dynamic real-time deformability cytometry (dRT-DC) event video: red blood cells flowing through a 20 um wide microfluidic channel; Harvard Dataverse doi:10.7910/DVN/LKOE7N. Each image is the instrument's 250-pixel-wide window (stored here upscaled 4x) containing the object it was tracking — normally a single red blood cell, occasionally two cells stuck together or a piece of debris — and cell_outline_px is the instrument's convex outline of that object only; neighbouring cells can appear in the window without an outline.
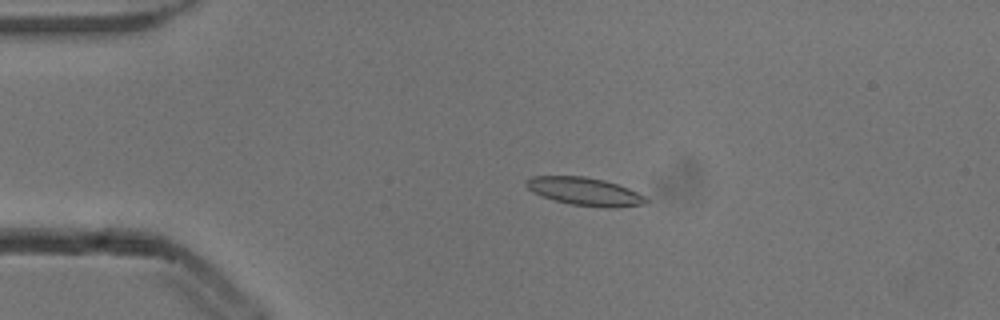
{"species": "common noctule bat (a hibernating species)", "species_latin": "Nyctalus noctula", "temperature_condition": "cold", "stored_images_in_passage": 54, "camera_frame_rate_fps": 3000, "um_per_image_px": 0.085, "animal": {"sex": "male", "body_mass_g": 13.3}, "frame": {"image": 1, "passage_image": 12, "time_ms": 3.667, "image_size_px": [1000, 320], "cell_outline_px": [[648, 204], [616, 208], [604, 208], [572, 204], [556, 200], [532, 192], [524, 184], [524, 180], [532, 176], [584, 176], [604, 180], [628, 188], [644, 196], [648, 200]], "centroid_in_image_um": [49.72, 16.28], "position_along_channel_um": 35.3, "area_um2": 19.54}}
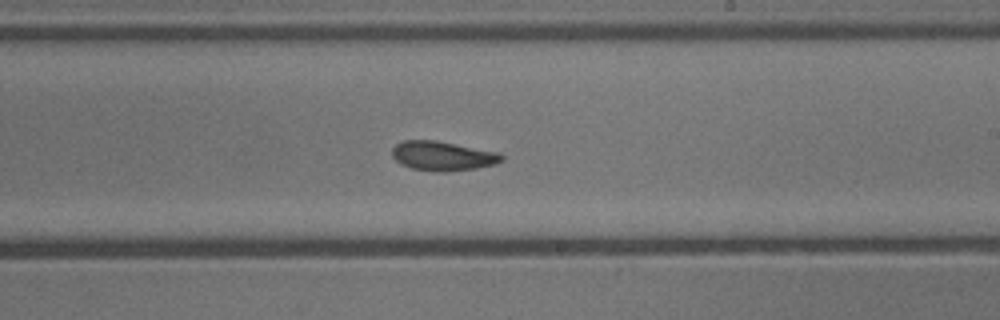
{"frame": {"image": 2, "passage_image": 32, "time_ms": 10.333, "image_size_px": [1000, 320], "cell_outline_px": [[504, 160], [496, 164], [476, 168], [448, 172], [436, 172], [412, 168], [400, 164], [392, 156], [392, 148], [396, 144], [404, 140], [436, 140], [500, 152], [504, 156]], "centroid_in_image_um": [37.65, 13.25], "position_along_channel_um": 251.3, "area_um2": 19.02}}
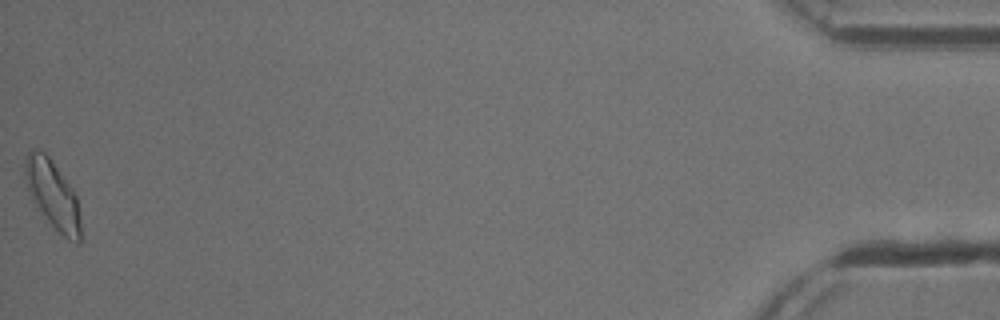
{"frame": {"image": 3, "passage_image": 54, "time_ms": 17.667, "image_size_px": [1000, 320], "cell_outline_px": [[84, 240], [80, 244], [76, 244], [68, 240], [36, 208], [32, 200], [28, 188], [24, 172], [24, 160], [28, 152], [32, 148], [36, 148], [44, 152], [52, 160], [72, 188], [76, 196], [80, 216]], "centroid_in_image_um": [4.51, 16.58], "position_along_channel_um": 430.7, "area_um2": 22.48}, "authors_computed_cell_mechanics": {"area_um2": 18.9873, "velocity_mm_per_s": 3.8476, "shape_relaxation_time_tau1_ms": null, "shape_relaxation_time_tau2_ms": 5.6095, "deformation_change_tau1": null, "deformation_change_tau2": 0.1337}}